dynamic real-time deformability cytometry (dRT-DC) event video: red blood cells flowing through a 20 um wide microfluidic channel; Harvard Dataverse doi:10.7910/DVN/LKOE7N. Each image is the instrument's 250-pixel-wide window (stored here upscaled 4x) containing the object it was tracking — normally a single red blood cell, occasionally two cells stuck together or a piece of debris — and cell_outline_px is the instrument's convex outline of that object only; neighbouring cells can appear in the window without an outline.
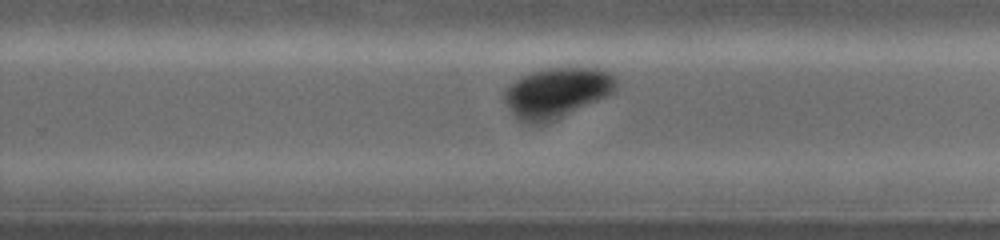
{"species": "common noctule bat (a hibernating species)", "species_latin": "Nyctalus noctula", "temperature_condition": "warm", "stored_images_in_passage": 26, "camera_frame_rate_fps": 5000, "um_per_image_px": 0.085, "animal": {"sex": "female", "body_mass_g": 19.0, "forearm_length_mm": 53.3}, "frame": {"image": 1, "passage_image": 21, "time_ms": 4.6, "image_size_px": [1000, 240], "cell_outline_px": [[620, 80], [616, 92], [556, 120], [544, 124], [528, 124], [520, 120], [508, 108], [504, 100], [504, 88], [508, 84], [520, 76], [532, 72], [548, 68], [600, 68], [612, 72]], "centroid_in_image_um": [47.37, 7.87], "position_along_channel_um": 282.4, "area_um2": 33.35}}
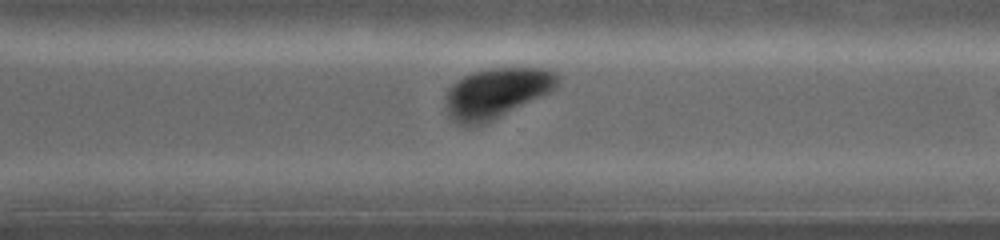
{"frame": {"image": 2, "passage_image": 24, "time_ms": 5.4, "image_size_px": [1000, 240], "cell_outline_px": [[560, 84], [556, 88], [484, 124], [468, 128], [452, 120], [448, 116], [444, 100], [444, 92], [456, 80], [472, 72], [492, 68], [544, 68], [556, 72], [560, 76]], "centroid_in_image_um": [42.14, 7.91], "position_along_channel_um": 328.5, "area_um2": 32.95}}